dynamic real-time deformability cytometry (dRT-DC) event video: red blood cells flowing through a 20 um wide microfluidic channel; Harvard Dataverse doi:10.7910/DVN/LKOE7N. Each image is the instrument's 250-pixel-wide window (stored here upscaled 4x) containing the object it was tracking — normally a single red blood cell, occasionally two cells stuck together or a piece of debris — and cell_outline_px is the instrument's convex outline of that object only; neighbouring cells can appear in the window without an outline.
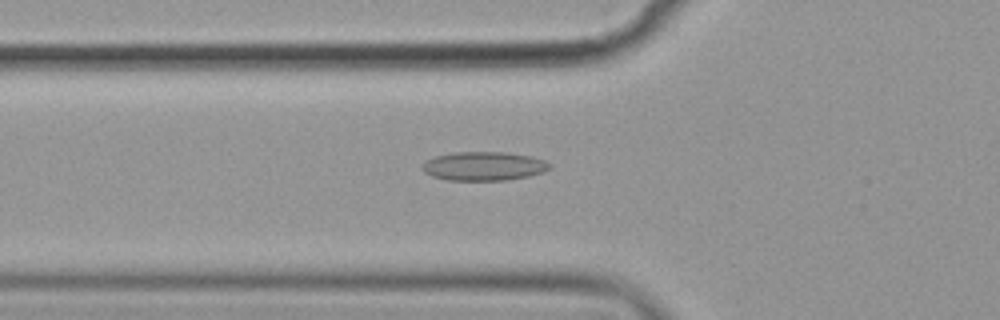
{"species": "common noctule bat (a hibernating species)", "species_latin": "Nyctalus noctula", "temperature_condition": "cold", "stored_images_in_passage": 34, "camera_frame_rate_fps": 3000, "um_per_image_px": 0.085, "animal": {"sex": "female", "body_mass_g": 19.9}, "frame": {"image": 1, "passage_image": 3, "time_ms": 0.667, "image_size_px": [1000, 320], "cell_outline_px": [[552, 168], [544, 172], [528, 176], [508, 180], [448, 180], [432, 176], [424, 172], [420, 168], [420, 164], [424, 160], [436, 156], [456, 152], [504, 152], [532, 156], [544, 160], [552, 164]], "centroid_in_image_um": [41.12, 14.12], "position_along_channel_um": 84.7, "area_um2": 21.68}}
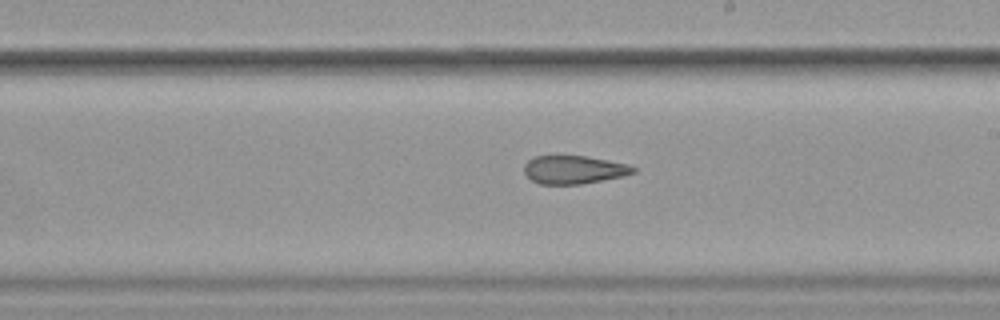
{"frame": {"image": 2, "passage_image": 16, "time_ms": 5.0, "image_size_px": [1000, 320], "cell_outline_px": [[636, 172], [624, 176], [580, 184], [540, 184], [532, 180], [524, 172], [524, 164], [528, 160], [536, 156], [584, 156], [608, 160], [628, 164], [636, 168]], "centroid_in_image_um": [48.79, 14.42], "position_along_channel_um": 240.2, "area_um2": 17.86}}
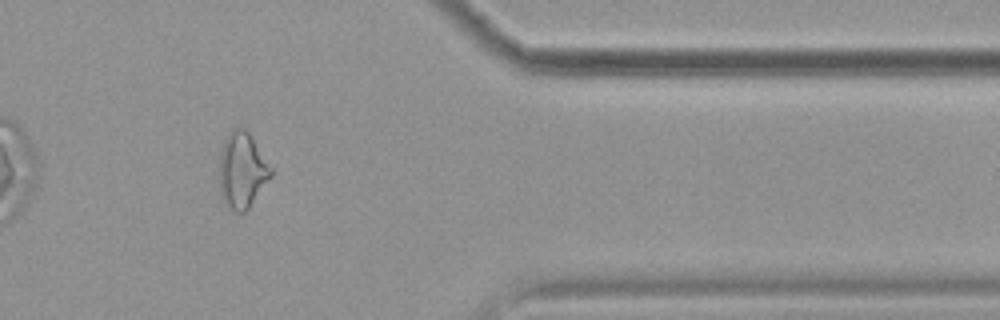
{"frame": {"image": 3, "passage_image": 30, "time_ms": 9.667, "image_size_px": [1000, 320], "cell_outline_px": [[272, 176], [248, 208], [244, 212], [236, 212], [224, 204], [220, 192], [220, 152], [224, 140], [228, 132], [232, 128], [244, 128], [248, 132], [272, 168]], "centroid_in_image_um": [20.57, 14.47], "position_along_channel_um": 390.8, "area_um2": 22.6}}